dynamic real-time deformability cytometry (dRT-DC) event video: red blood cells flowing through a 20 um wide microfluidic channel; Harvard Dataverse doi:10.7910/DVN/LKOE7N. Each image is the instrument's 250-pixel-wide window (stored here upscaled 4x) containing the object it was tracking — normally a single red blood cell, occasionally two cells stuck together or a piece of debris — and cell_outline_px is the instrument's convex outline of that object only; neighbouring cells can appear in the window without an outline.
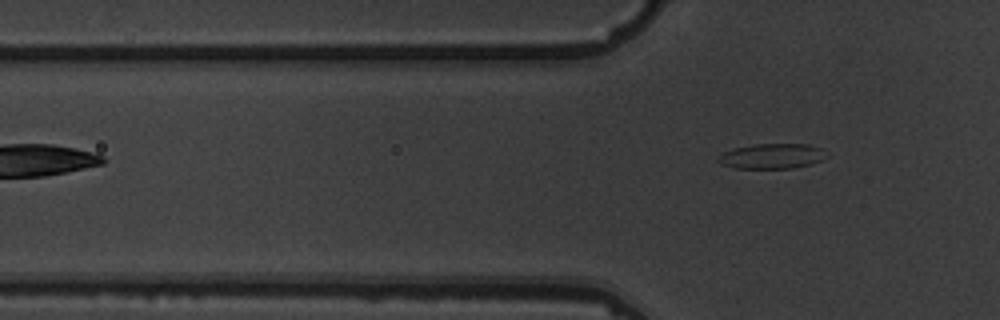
{"species": "common noctule bat (a hibernating species)", "species_latin": "Nyctalus noctula", "temperature_condition": "warm", "stored_images_in_passage": 6, "segment_of_instrument_passage": [2, 2], "camera_frame_rate_fps": 3000, "um_per_image_px": 0.085, "animal": {"sex": "male", "body_mass_g": 19.5, "forearm_length_mm": 54.6}, "frame": {"image": 1, "passage_image": 6, "time_ms": 5.667, "image_size_px": [1000, 320], "cell_outline_px": [[828, 156], [824, 160], [792, 168], [736, 168], [720, 164], [716, 160], [716, 156], [732, 148], [756, 144], [808, 144], [820, 148]], "centroid_in_image_um": [65.57, 13.27], "position_along_channel_um": 60.2, "area_um2": 15.9}}